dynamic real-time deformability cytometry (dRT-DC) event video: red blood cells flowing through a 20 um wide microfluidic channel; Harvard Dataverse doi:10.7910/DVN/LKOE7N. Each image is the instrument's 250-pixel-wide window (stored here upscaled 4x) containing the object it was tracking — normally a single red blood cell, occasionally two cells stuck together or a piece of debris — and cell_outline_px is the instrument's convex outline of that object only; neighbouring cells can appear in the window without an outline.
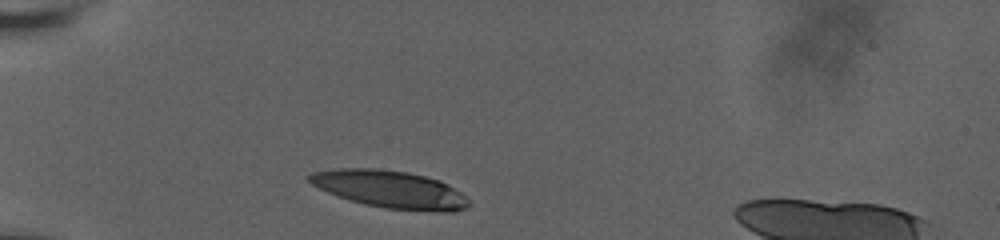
{"species": "human", "species_latin": "Homo sapiens", "temperature_condition": "room temperature", "stored_images_in_passage": 3, "camera_frame_rate_fps": 3000, "um_per_image_px": 0.085, "donor": {"sex": "male"}, "frame": {"image": 1, "passage_image": 1, "time_ms": 0.0, "image_size_px": [1000, 240], "cell_outline_px": [[472, 204], [456, 212], [444, 212], [384, 208], [364, 204], [336, 196], [312, 184], [308, 180], [308, 176], [312, 172], [336, 168], [372, 168], [408, 172], [440, 180], [460, 192]], "centroid_in_image_um": [33.16, 16.09], "position_along_channel_um": 51.8, "area_um2": 34.74}}
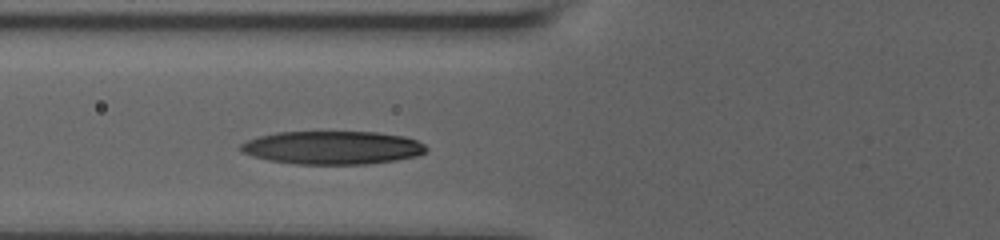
{"frame": {"image": 2, "passage_image": 3, "time_ms": 2.0, "image_size_px": [1000, 240], "cell_outline_px": [[428, 148], [424, 152], [416, 156], [396, 160], [368, 164], [296, 164], [268, 160], [252, 156], [244, 152], [240, 148], [240, 144], [248, 140], [260, 136], [276, 132], [376, 132], [404, 136], [416, 140], [424, 144]], "centroid_in_image_um": [28.27, 12.55], "position_along_channel_um": 97.5, "area_um2": 35.89}}